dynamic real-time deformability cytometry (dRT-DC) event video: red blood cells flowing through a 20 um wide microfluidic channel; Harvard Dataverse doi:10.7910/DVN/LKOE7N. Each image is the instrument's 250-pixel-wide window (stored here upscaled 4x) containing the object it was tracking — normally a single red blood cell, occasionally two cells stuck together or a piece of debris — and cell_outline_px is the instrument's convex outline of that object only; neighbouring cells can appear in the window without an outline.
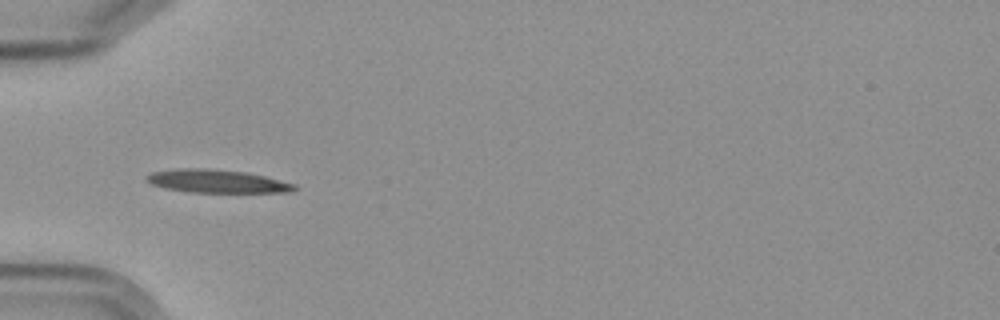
{"species": "Egyptian fruit bat (a non-hibernating species)", "species_latin": "Rousettus aegyptiacus", "temperature_condition": "cold", "stored_images_in_passage": 9, "camera_frame_rate_fps": 3000, "um_per_image_px": 0.085, "frame": {"image": 1, "passage_image": 3, "time_ms": 2.333, "image_size_px": [1000, 320], "cell_outline_px": [[296, 188], [292, 192], [192, 192], [168, 188], [152, 184], [148, 180], [148, 176], [152, 172], [176, 168], [208, 168], [244, 172], [264, 176], [296, 184]], "centroid_in_image_um": [18.48, 15.4], "position_along_channel_um": 66.5, "area_um2": 19.59}}
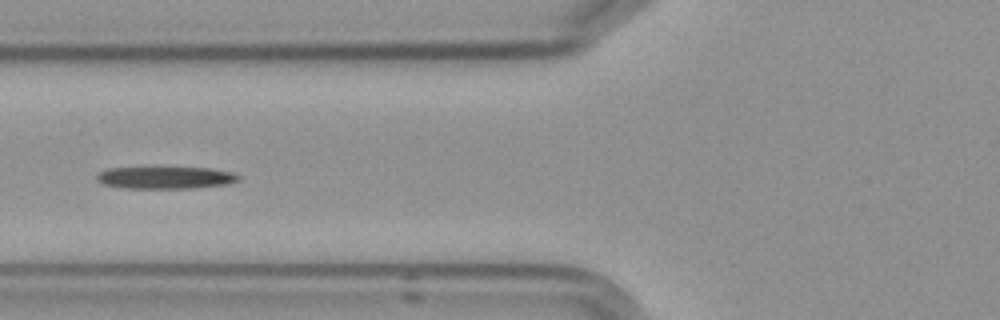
{"frame": {"image": 2, "passage_image": 4, "time_ms": 3.667, "image_size_px": [1000, 320], "cell_outline_px": [[240, 180], [228, 184], [192, 188], [124, 188], [104, 184], [96, 180], [96, 172], [108, 168], [212, 168], [232, 172], [240, 176]], "centroid_in_image_um": [14.06, 15.1], "position_along_channel_um": 111.7, "area_um2": 18.32}}
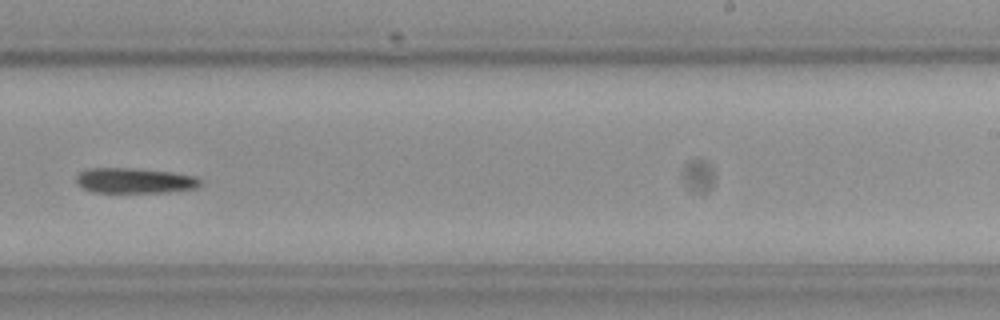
{"frame": {"image": 3, "passage_image": 8, "time_ms": 8.333, "image_size_px": [1000, 320], "cell_outline_px": [[200, 184], [196, 188], [168, 192], [92, 192], [76, 184], [76, 176], [80, 172], [88, 168], [136, 168], [172, 172], [192, 176], [200, 180]], "centroid_in_image_um": [11.4, 15.35], "position_along_channel_um": 277.6, "area_um2": 18.21}}